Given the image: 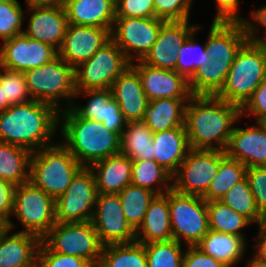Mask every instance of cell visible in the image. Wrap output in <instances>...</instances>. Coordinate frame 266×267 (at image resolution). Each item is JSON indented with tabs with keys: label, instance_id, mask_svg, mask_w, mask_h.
<instances>
[{
	"label": "cell",
	"instance_id": "42",
	"mask_svg": "<svg viewBox=\"0 0 266 267\" xmlns=\"http://www.w3.org/2000/svg\"><path fill=\"white\" fill-rule=\"evenodd\" d=\"M0 68V85L1 88H4L5 99L8 101V105L13 106L30 102L32 98L28 91L24 72Z\"/></svg>",
	"mask_w": 266,
	"mask_h": 267
},
{
	"label": "cell",
	"instance_id": "50",
	"mask_svg": "<svg viewBox=\"0 0 266 267\" xmlns=\"http://www.w3.org/2000/svg\"><path fill=\"white\" fill-rule=\"evenodd\" d=\"M16 186L0 178V216L8 222V229L12 231L15 224L11 221Z\"/></svg>",
	"mask_w": 266,
	"mask_h": 267
},
{
	"label": "cell",
	"instance_id": "46",
	"mask_svg": "<svg viewBox=\"0 0 266 267\" xmlns=\"http://www.w3.org/2000/svg\"><path fill=\"white\" fill-rule=\"evenodd\" d=\"M246 178L256 206L266 219V166L247 168Z\"/></svg>",
	"mask_w": 266,
	"mask_h": 267
},
{
	"label": "cell",
	"instance_id": "9",
	"mask_svg": "<svg viewBox=\"0 0 266 267\" xmlns=\"http://www.w3.org/2000/svg\"><path fill=\"white\" fill-rule=\"evenodd\" d=\"M12 215L24 227L18 232L42 239L55 225V199L29 181L16 186Z\"/></svg>",
	"mask_w": 266,
	"mask_h": 267
},
{
	"label": "cell",
	"instance_id": "5",
	"mask_svg": "<svg viewBox=\"0 0 266 267\" xmlns=\"http://www.w3.org/2000/svg\"><path fill=\"white\" fill-rule=\"evenodd\" d=\"M266 76V55L259 43L246 41L237 51L217 97L240 108Z\"/></svg>",
	"mask_w": 266,
	"mask_h": 267
},
{
	"label": "cell",
	"instance_id": "52",
	"mask_svg": "<svg viewBox=\"0 0 266 267\" xmlns=\"http://www.w3.org/2000/svg\"><path fill=\"white\" fill-rule=\"evenodd\" d=\"M217 13L212 21L242 22L245 18L239 15V0H215Z\"/></svg>",
	"mask_w": 266,
	"mask_h": 267
},
{
	"label": "cell",
	"instance_id": "1",
	"mask_svg": "<svg viewBox=\"0 0 266 267\" xmlns=\"http://www.w3.org/2000/svg\"><path fill=\"white\" fill-rule=\"evenodd\" d=\"M239 119L238 105L216 95H192L184 118L190 148L225 151Z\"/></svg>",
	"mask_w": 266,
	"mask_h": 267
},
{
	"label": "cell",
	"instance_id": "23",
	"mask_svg": "<svg viewBox=\"0 0 266 267\" xmlns=\"http://www.w3.org/2000/svg\"><path fill=\"white\" fill-rule=\"evenodd\" d=\"M247 41L242 22L213 21L206 40V54L220 63H233L237 51Z\"/></svg>",
	"mask_w": 266,
	"mask_h": 267
},
{
	"label": "cell",
	"instance_id": "26",
	"mask_svg": "<svg viewBox=\"0 0 266 267\" xmlns=\"http://www.w3.org/2000/svg\"><path fill=\"white\" fill-rule=\"evenodd\" d=\"M95 177L98 193L119 194L132 181V161L118 153L89 167Z\"/></svg>",
	"mask_w": 266,
	"mask_h": 267
},
{
	"label": "cell",
	"instance_id": "10",
	"mask_svg": "<svg viewBox=\"0 0 266 267\" xmlns=\"http://www.w3.org/2000/svg\"><path fill=\"white\" fill-rule=\"evenodd\" d=\"M129 65L123 51L110 39L90 59L75 68L76 91L111 89L115 79Z\"/></svg>",
	"mask_w": 266,
	"mask_h": 267
},
{
	"label": "cell",
	"instance_id": "12",
	"mask_svg": "<svg viewBox=\"0 0 266 267\" xmlns=\"http://www.w3.org/2000/svg\"><path fill=\"white\" fill-rule=\"evenodd\" d=\"M98 191L89 167H82L66 191L55 199L56 222L92 221Z\"/></svg>",
	"mask_w": 266,
	"mask_h": 267
},
{
	"label": "cell",
	"instance_id": "49",
	"mask_svg": "<svg viewBox=\"0 0 266 267\" xmlns=\"http://www.w3.org/2000/svg\"><path fill=\"white\" fill-rule=\"evenodd\" d=\"M182 267H227L212 256L205 254L197 246H187Z\"/></svg>",
	"mask_w": 266,
	"mask_h": 267
},
{
	"label": "cell",
	"instance_id": "17",
	"mask_svg": "<svg viewBox=\"0 0 266 267\" xmlns=\"http://www.w3.org/2000/svg\"><path fill=\"white\" fill-rule=\"evenodd\" d=\"M110 32L111 29L68 23L58 56L75 69L111 39Z\"/></svg>",
	"mask_w": 266,
	"mask_h": 267
},
{
	"label": "cell",
	"instance_id": "21",
	"mask_svg": "<svg viewBox=\"0 0 266 267\" xmlns=\"http://www.w3.org/2000/svg\"><path fill=\"white\" fill-rule=\"evenodd\" d=\"M27 9V13H31L28 26L23 32L29 38L48 44L58 52L68 26L64 7L28 6Z\"/></svg>",
	"mask_w": 266,
	"mask_h": 267
},
{
	"label": "cell",
	"instance_id": "15",
	"mask_svg": "<svg viewBox=\"0 0 266 267\" xmlns=\"http://www.w3.org/2000/svg\"><path fill=\"white\" fill-rule=\"evenodd\" d=\"M58 55L50 45L29 38L24 32L3 41L0 48V67L25 72L41 67Z\"/></svg>",
	"mask_w": 266,
	"mask_h": 267
},
{
	"label": "cell",
	"instance_id": "20",
	"mask_svg": "<svg viewBox=\"0 0 266 267\" xmlns=\"http://www.w3.org/2000/svg\"><path fill=\"white\" fill-rule=\"evenodd\" d=\"M87 96L86 105L76 104L74 101L71 109L80 117L101 122L111 132L122 134L126 121L120 110L119 104L114 99L111 89L76 91L75 98Z\"/></svg>",
	"mask_w": 266,
	"mask_h": 267
},
{
	"label": "cell",
	"instance_id": "58",
	"mask_svg": "<svg viewBox=\"0 0 266 267\" xmlns=\"http://www.w3.org/2000/svg\"><path fill=\"white\" fill-rule=\"evenodd\" d=\"M259 45L263 48L264 52H265V55H266V39H262L260 42H259Z\"/></svg>",
	"mask_w": 266,
	"mask_h": 267
},
{
	"label": "cell",
	"instance_id": "57",
	"mask_svg": "<svg viewBox=\"0 0 266 267\" xmlns=\"http://www.w3.org/2000/svg\"><path fill=\"white\" fill-rule=\"evenodd\" d=\"M8 229V222L0 216V235Z\"/></svg>",
	"mask_w": 266,
	"mask_h": 267
},
{
	"label": "cell",
	"instance_id": "47",
	"mask_svg": "<svg viewBox=\"0 0 266 267\" xmlns=\"http://www.w3.org/2000/svg\"><path fill=\"white\" fill-rule=\"evenodd\" d=\"M116 17H155L154 0H120L116 5Z\"/></svg>",
	"mask_w": 266,
	"mask_h": 267
},
{
	"label": "cell",
	"instance_id": "2",
	"mask_svg": "<svg viewBox=\"0 0 266 267\" xmlns=\"http://www.w3.org/2000/svg\"><path fill=\"white\" fill-rule=\"evenodd\" d=\"M58 130L59 111L49 103L31 100L0 112V142L31 153L55 144Z\"/></svg>",
	"mask_w": 266,
	"mask_h": 267
},
{
	"label": "cell",
	"instance_id": "38",
	"mask_svg": "<svg viewBox=\"0 0 266 267\" xmlns=\"http://www.w3.org/2000/svg\"><path fill=\"white\" fill-rule=\"evenodd\" d=\"M118 195L126 220L136 231L142 224L149 204L156 194L148 189L129 184Z\"/></svg>",
	"mask_w": 266,
	"mask_h": 267
},
{
	"label": "cell",
	"instance_id": "34",
	"mask_svg": "<svg viewBox=\"0 0 266 267\" xmlns=\"http://www.w3.org/2000/svg\"><path fill=\"white\" fill-rule=\"evenodd\" d=\"M232 63L210 59L189 80L192 95H216L223 87Z\"/></svg>",
	"mask_w": 266,
	"mask_h": 267
},
{
	"label": "cell",
	"instance_id": "19",
	"mask_svg": "<svg viewBox=\"0 0 266 267\" xmlns=\"http://www.w3.org/2000/svg\"><path fill=\"white\" fill-rule=\"evenodd\" d=\"M225 153L247 168L266 166V123L233 128Z\"/></svg>",
	"mask_w": 266,
	"mask_h": 267
},
{
	"label": "cell",
	"instance_id": "36",
	"mask_svg": "<svg viewBox=\"0 0 266 267\" xmlns=\"http://www.w3.org/2000/svg\"><path fill=\"white\" fill-rule=\"evenodd\" d=\"M98 267H147L145 246L137 241L105 245Z\"/></svg>",
	"mask_w": 266,
	"mask_h": 267
},
{
	"label": "cell",
	"instance_id": "53",
	"mask_svg": "<svg viewBox=\"0 0 266 267\" xmlns=\"http://www.w3.org/2000/svg\"><path fill=\"white\" fill-rule=\"evenodd\" d=\"M258 235L253 255L259 260L266 262V223L258 225ZM256 251V252H255Z\"/></svg>",
	"mask_w": 266,
	"mask_h": 267
},
{
	"label": "cell",
	"instance_id": "41",
	"mask_svg": "<svg viewBox=\"0 0 266 267\" xmlns=\"http://www.w3.org/2000/svg\"><path fill=\"white\" fill-rule=\"evenodd\" d=\"M145 246L147 267H182L184 256L182 243L174 239L151 242Z\"/></svg>",
	"mask_w": 266,
	"mask_h": 267
},
{
	"label": "cell",
	"instance_id": "13",
	"mask_svg": "<svg viewBox=\"0 0 266 267\" xmlns=\"http://www.w3.org/2000/svg\"><path fill=\"white\" fill-rule=\"evenodd\" d=\"M164 22L157 17H115L110 36L132 63L142 60L150 51Z\"/></svg>",
	"mask_w": 266,
	"mask_h": 267
},
{
	"label": "cell",
	"instance_id": "44",
	"mask_svg": "<svg viewBox=\"0 0 266 267\" xmlns=\"http://www.w3.org/2000/svg\"><path fill=\"white\" fill-rule=\"evenodd\" d=\"M193 0H154L155 17L165 21H185L190 18Z\"/></svg>",
	"mask_w": 266,
	"mask_h": 267
},
{
	"label": "cell",
	"instance_id": "14",
	"mask_svg": "<svg viewBox=\"0 0 266 267\" xmlns=\"http://www.w3.org/2000/svg\"><path fill=\"white\" fill-rule=\"evenodd\" d=\"M92 223L104 246L135 241L118 194L98 193Z\"/></svg>",
	"mask_w": 266,
	"mask_h": 267
},
{
	"label": "cell",
	"instance_id": "43",
	"mask_svg": "<svg viewBox=\"0 0 266 267\" xmlns=\"http://www.w3.org/2000/svg\"><path fill=\"white\" fill-rule=\"evenodd\" d=\"M25 13L17 0H0V38L11 39L24 31Z\"/></svg>",
	"mask_w": 266,
	"mask_h": 267
},
{
	"label": "cell",
	"instance_id": "28",
	"mask_svg": "<svg viewBox=\"0 0 266 267\" xmlns=\"http://www.w3.org/2000/svg\"><path fill=\"white\" fill-rule=\"evenodd\" d=\"M172 239L167 191L163 195H156L150 202L142 224L135 231V241L147 244Z\"/></svg>",
	"mask_w": 266,
	"mask_h": 267
},
{
	"label": "cell",
	"instance_id": "18",
	"mask_svg": "<svg viewBox=\"0 0 266 267\" xmlns=\"http://www.w3.org/2000/svg\"><path fill=\"white\" fill-rule=\"evenodd\" d=\"M130 65L138 72L148 101L157 99H190L189 81L175 70L155 68L141 60Z\"/></svg>",
	"mask_w": 266,
	"mask_h": 267
},
{
	"label": "cell",
	"instance_id": "54",
	"mask_svg": "<svg viewBox=\"0 0 266 267\" xmlns=\"http://www.w3.org/2000/svg\"><path fill=\"white\" fill-rule=\"evenodd\" d=\"M27 6L63 7L65 0H25Z\"/></svg>",
	"mask_w": 266,
	"mask_h": 267
},
{
	"label": "cell",
	"instance_id": "16",
	"mask_svg": "<svg viewBox=\"0 0 266 267\" xmlns=\"http://www.w3.org/2000/svg\"><path fill=\"white\" fill-rule=\"evenodd\" d=\"M197 27L189 24V20L165 21L155 43L141 61L151 67L176 71L178 51Z\"/></svg>",
	"mask_w": 266,
	"mask_h": 267
},
{
	"label": "cell",
	"instance_id": "29",
	"mask_svg": "<svg viewBox=\"0 0 266 267\" xmlns=\"http://www.w3.org/2000/svg\"><path fill=\"white\" fill-rule=\"evenodd\" d=\"M189 99L148 101L144 122L153 133L184 126L185 106Z\"/></svg>",
	"mask_w": 266,
	"mask_h": 267
},
{
	"label": "cell",
	"instance_id": "27",
	"mask_svg": "<svg viewBox=\"0 0 266 267\" xmlns=\"http://www.w3.org/2000/svg\"><path fill=\"white\" fill-rule=\"evenodd\" d=\"M68 23L112 29L116 6L110 0H65Z\"/></svg>",
	"mask_w": 266,
	"mask_h": 267
},
{
	"label": "cell",
	"instance_id": "6",
	"mask_svg": "<svg viewBox=\"0 0 266 267\" xmlns=\"http://www.w3.org/2000/svg\"><path fill=\"white\" fill-rule=\"evenodd\" d=\"M24 74L32 100L49 103L58 111L70 108L75 101V69L58 55ZM60 101L66 102L61 106Z\"/></svg>",
	"mask_w": 266,
	"mask_h": 267
},
{
	"label": "cell",
	"instance_id": "24",
	"mask_svg": "<svg viewBox=\"0 0 266 267\" xmlns=\"http://www.w3.org/2000/svg\"><path fill=\"white\" fill-rule=\"evenodd\" d=\"M0 235V267H37L41 239L24 232Z\"/></svg>",
	"mask_w": 266,
	"mask_h": 267
},
{
	"label": "cell",
	"instance_id": "37",
	"mask_svg": "<svg viewBox=\"0 0 266 267\" xmlns=\"http://www.w3.org/2000/svg\"><path fill=\"white\" fill-rule=\"evenodd\" d=\"M246 170L245 165L226 155L203 198L207 202L220 200L232 186L246 177Z\"/></svg>",
	"mask_w": 266,
	"mask_h": 267
},
{
	"label": "cell",
	"instance_id": "30",
	"mask_svg": "<svg viewBox=\"0 0 266 267\" xmlns=\"http://www.w3.org/2000/svg\"><path fill=\"white\" fill-rule=\"evenodd\" d=\"M246 244L241 237L209 230L196 246L225 266L233 267L242 260Z\"/></svg>",
	"mask_w": 266,
	"mask_h": 267
},
{
	"label": "cell",
	"instance_id": "4",
	"mask_svg": "<svg viewBox=\"0 0 266 267\" xmlns=\"http://www.w3.org/2000/svg\"><path fill=\"white\" fill-rule=\"evenodd\" d=\"M58 143V144H57ZM83 166L60 143L32 152L29 182L54 199L62 195Z\"/></svg>",
	"mask_w": 266,
	"mask_h": 267
},
{
	"label": "cell",
	"instance_id": "51",
	"mask_svg": "<svg viewBox=\"0 0 266 267\" xmlns=\"http://www.w3.org/2000/svg\"><path fill=\"white\" fill-rule=\"evenodd\" d=\"M251 16H252L251 18H253L252 20L244 19L242 21L244 28L246 30L247 40L250 42L259 43L262 39H266V6L254 10L251 13ZM259 25H261V27L265 29L264 30L265 33H263L265 34L264 35L265 38L264 37L262 38L258 35L259 32L258 27H260Z\"/></svg>",
	"mask_w": 266,
	"mask_h": 267
},
{
	"label": "cell",
	"instance_id": "7",
	"mask_svg": "<svg viewBox=\"0 0 266 267\" xmlns=\"http://www.w3.org/2000/svg\"><path fill=\"white\" fill-rule=\"evenodd\" d=\"M41 241L53 252L87 260L98 267L104 245L92 221L56 222Z\"/></svg>",
	"mask_w": 266,
	"mask_h": 267
},
{
	"label": "cell",
	"instance_id": "22",
	"mask_svg": "<svg viewBox=\"0 0 266 267\" xmlns=\"http://www.w3.org/2000/svg\"><path fill=\"white\" fill-rule=\"evenodd\" d=\"M111 92L126 122L144 120L148 99L140 76L131 65L115 79Z\"/></svg>",
	"mask_w": 266,
	"mask_h": 267
},
{
	"label": "cell",
	"instance_id": "31",
	"mask_svg": "<svg viewBox=\"0 0 266 267\" xmlns=\"http://www.w3.org/2000/svg\"><path fill=\"white\" fill-rule=\"evenodd\" d=\"M153 135L144 121L127 122L121 134L120 153L131 161L153 160Z\"/></svg>",
	"mask_w": 266,
	"mask_h": 267
},
{
	"label": "cell",
	"instance_id": "8",
	"mask_svg": "<svg viewBox=\"0 0 266 267\" xmlns=\"http://www.w3.org/2000/svg\"><path fill=\"white\" fill-rule=\"evenodd\" d=\"M168 206L173 239L184 241L185 247L196 246L209 231L207 201L172 188L168 191Z\"/></svg>",
	"mask_w": 266,
	"mask_h": 267
},
{
	"label": "cell",
	"instance_id": "11",
	"mask_svg": "<svg viewBox=\"0 0 266 267\" xmlns=\"http://www.w3.org/2000/svg\"><path fill=\"white\" fill-rule=\"evenodd\" d=\"M225 156V151L191 148L172 176V188L181 194L203 197Z\"/></svg>",
	"mask_w": 266,
	"mask_h": 267
},
{
	"label": "cell",
	"instance_id": "39",
	"mask_svg": "<svg viewBox=\"0 0 266 267\" xmlns=\"http://www.w3.org/2000/svg\"><path fill=\"white\" fill-rule=\"evenodd\" d=\"M221 202L242 214L251 223L263 224L265 218L258 210L247 178L232 186L220 199Z\"/></svg>",
	"mask_w": 266,
	"mask_h": 267
},
{
	"label": "cell",
	"instance_id": "25",
	"mask_svg": "<svg viewBox=\"0 0 266 267\" xmlns=\"http://www.w3.org/2000/svg\"><path fill=\"white\" fill-rule=\"evenodd\" d=\"M153 145V160L172 176L191 149L185 125L154 133Z\"/></svg>",
	"mask_w": 266,
	"mask_h": 267
},
{
	"label": "cell",
	"instance_id": "35",
	"mask_svg": "<svg viewBox=\"0 0 266 267\" xmlns=\"http://www.w3.org/2000/svg\"><path fill=\"white\" fill-rule=\"evenodd\" d=\"M209 230L232 234L241 237L245 242L246 235L242 229L252 223L242 214L237 213L220 200L207 202Z\"/></svg>",
	"mask_w": 266,
	"mask_h": 267
},
{
	"label": "cell",
	"instance_id": "45",
	"mask_svg": "<svg viewBox=\"0 0 266 267\" xmlns=\"http://www.w3.org/2000/svg\"><path fill=\"white\" fill-rule=\"evenodd\" d=\"M37 267H93L87 260L51 251L42 241L38 249Z\"/></svg>",
	"mask_w": 266,
	"mask_h": 267
},
{
	"label": "cell",
	"instance_id": "32",
	"mask_svg": "<svg viewBox=\"0 0 266 267\" xmlns=\"http://www.w3.org/2000/svg\"><path fill=\"white\" fill-rule=\"evenodd\" d=\"M31 154L22 147L0 142V178L15 186L27 183Z\"/></svg>",
	"mask_w": 266,
	"mask_h": 267
},
{
	"label": "cell",
	"instance_id": "56",
	"mask_svg": "<svg viewBox=\"0 0 266 267\" xmlns=\"http://www.w3.org/2000/svg\"><path fill=\"white\" fill-rule=\"evenodd\" d=\"M249 267H266V262H263L256 258L255 256L250 257V260H247Z\"/></svg>",
	"mask_w": 266,
	"mask_h": 267
},
{
	"label": "cell",
	"instance_id": "55",
	"mask_svg": "<svg viewBox=\"0 0 266 267\" xmlns=\"http://www.w3.org/2000/svg\"><path fill=\"white\" fill-rule=\"evenodd\" d=\"M9 107L8 101L5 99L4 88L0 85V112L5 111Z\"/></svg>",
	"mask_w": 266,
	"mask_h": 267
},
{
	"label": "cell",
	"instance_id": "40",
	"mask_svg": "<svg viewBox=\"0 0 266 267\" xmlns=\"http://www.w3.org/2000/svg\"><path fill=\"white\" fill-rule=\"evenodd\" d=\"M199 26L194 30L180 47L177 55L176 71L184 76L188 81L192 78L202 64L208 62L210 57L206 54V42L202 46L198 44L194 36L201 29Z\"/></svg>",
	"mask_w": 266,
	"mask_h": 267
},
{
	"label": "cell",
	"instance_id": "3",
	"mask_svg": "<svg viewBox=\"0 0 266 267\" xmlns=\"http://www.w3.org/2000/svg\"><path fill=\"white\" fill-rule=\"evenodd\" d=\"M61 144L83 166L120 153L121 135L92 119L78 116L71 108L59 111Z\"/></svg>",
	"mask_w": 266,
	"mask_h": 267
},
{
	"label": "cell",
	"instance_id": "33",
	"mask_svg": "<svg viewBox=\"0 0 266 267\" xmlns=\"http://www.w3.org/2000/svg\"><path fill=\"white\" fill-rule=\"evenodd\" d=\"M131 184L163 195L172 189V175L155 160L132 161Z\"/></svg>",
	"mask_w": 266,
	"mask_h": 267
},
{
	"label": "cell",
	"instance_id": "48",
	"mask_svg": "<svg viewBox=\"0 0 266 267\" xmlns=\"http://www.w3.org/2000/svg\"><path fill=\"white\" fill-rule=\"evenodd\" d=\"M241 118L255 116V122H266V76L251 97L240 108Z\"/></svg>",
	"mask_w": 266,
	"mask_h": 267
},
{
	"label": "cell",
	"instance_id": "59",
	"mask_svg": "<svg viewBox=\"0 0 266 267\" xmlns=\"http://www.w3.org/2000/svg\"><path fill=\"white\" fill-rule=\"evenodd\" d=\"M115 6L117 5V3L120 1V0H110Z\"/></svg>",
	"mask_w": 266,
	"mask_h": 267
}]
</instances>
